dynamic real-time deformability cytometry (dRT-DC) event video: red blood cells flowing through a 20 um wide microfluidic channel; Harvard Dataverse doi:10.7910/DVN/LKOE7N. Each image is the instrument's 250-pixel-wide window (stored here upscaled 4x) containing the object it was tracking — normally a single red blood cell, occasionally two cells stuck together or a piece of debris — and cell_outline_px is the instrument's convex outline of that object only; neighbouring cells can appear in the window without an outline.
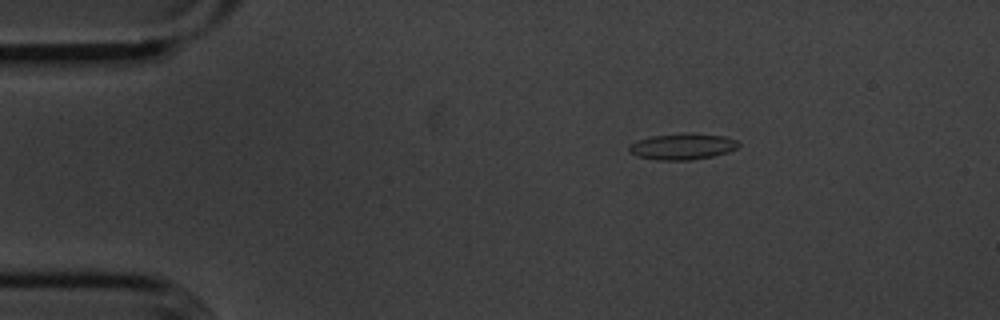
{"species": "common noctule bat (a hibernating species)", "species_latin": "Nyctalus noctula", "temperature_condition": "cold", "stored_images_in_passage": 47, "camera_frame_rate_fps": 3000, "um_per_image_px": 0.085, "animal": {"sex": "male", "body_mass_g": 20.1, "forearm_length_mm": 53.5}, "frame": {"image": 1, "passage_image": 1, "time_ms": 0.0, "image_size_px": [1000, 320], "cell_outline_px": [[740, 144], [736, 148], [728, 152], [712, 156], [692, 160], [656, 160], [636, 156], [628, 152], [628, 144], [652, 136], [688, 132], [692, 132], [724, 136], [736, 140]], "centroid_in_image_um": [57.99, 12.45], "position_along_channel_um": 27.0, "area_um2": 16.88}}
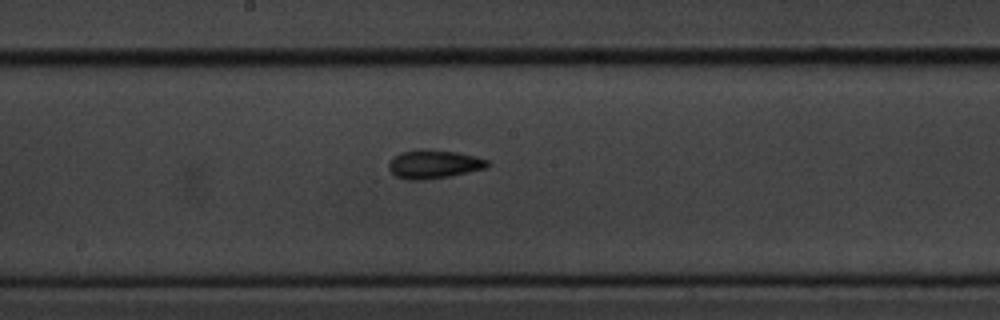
{"frame": {"image": 2, "passage_image": 21, "time_ms": 6.667, "image_size_px": [1000, 320], "cell_outline_px": [[492, 164], [484, 168], [448, 176], [424, 180], [408, 180], [396, 176], [388, 168], [388, 164], [400, 152], [420, 148], [424, 148], [456, 152], [488, 160]], "centroid_in_image_um": [36.85, 13.94], "position_along_channel_um": 211.4, "area_um2": 16.3}}
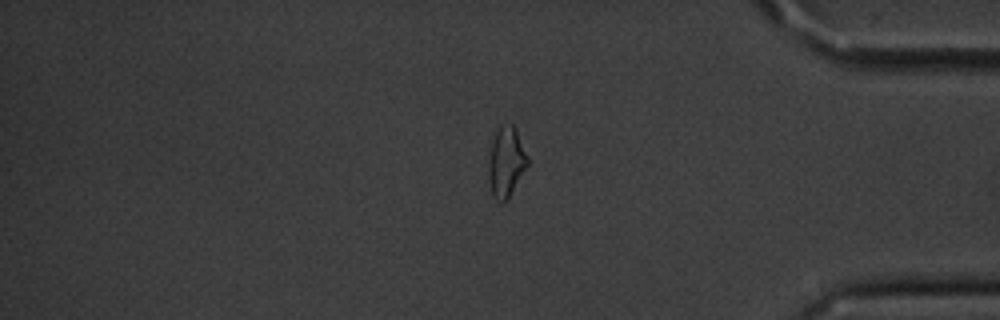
{"frame": {"image": 3, "passage_image": 38, "time_ms": 12.333, "image_size_px": [1000, 320], "cell_outline_px": [[528, 164], [508, 200], [504, 204], [500, 204], [492, 196], [488, 176], [488, 160], [492, 140], [496, 132], [500, 128], [512, 124], [516, 128], [528, 156]], "centroid_in_image_um": [43.01, 13.84], "position_along_channel_um": 392.2, "area_um2": 16.07}, "authors_computed_cell_mechanics": {"area_um2": 15.895, "velocity_mm_per_s": 3.6168, "shape_relaxation_time_tau1_ms": 4.9659, "shape_relaxation_time_tau2_ms": 4.2523, "deformation_change_tau1": 0.141, "deformation_change_tau2": 0.1136}}